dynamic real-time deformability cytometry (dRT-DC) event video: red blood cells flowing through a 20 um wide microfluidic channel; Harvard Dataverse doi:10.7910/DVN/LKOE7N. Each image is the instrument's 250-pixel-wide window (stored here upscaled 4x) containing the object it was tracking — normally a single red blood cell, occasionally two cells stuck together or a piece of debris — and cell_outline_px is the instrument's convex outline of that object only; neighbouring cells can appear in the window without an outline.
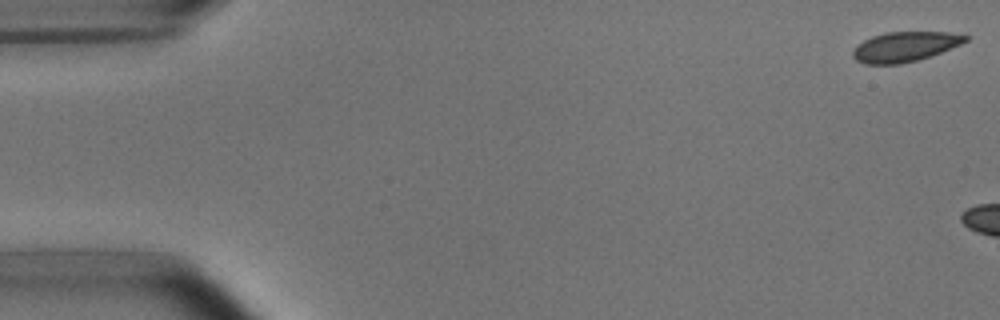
{"species": "common noctule bat (a hibernating species)", "species_latin": "Nyctalus noctula", "temperature_condition": "room temperature", "stored_images_in_passage": 7, "camera_frame_rate_fps": 3000, "um_per_image_px": 0.085, "animal": {"sex": "male", "body_mass_g": 15.6}, "frame": {"image": 1, "passage_image": 1, "time_ms": 0.0, "image_size_px": [1000, 320], "cell_outline_px": [[972, 36], [968, 40], [960, 44], [940, 52], [916, 60], [900, 64], [864, 64], [856, 60], [852, 56], [852, 52], [856, 44], [872, 36], [884, 32], [948, 32]], "centroid_in_image_um": [76.88, 3.96], "position_along_channel_um": 8.1, "area_um2": 19.59}}